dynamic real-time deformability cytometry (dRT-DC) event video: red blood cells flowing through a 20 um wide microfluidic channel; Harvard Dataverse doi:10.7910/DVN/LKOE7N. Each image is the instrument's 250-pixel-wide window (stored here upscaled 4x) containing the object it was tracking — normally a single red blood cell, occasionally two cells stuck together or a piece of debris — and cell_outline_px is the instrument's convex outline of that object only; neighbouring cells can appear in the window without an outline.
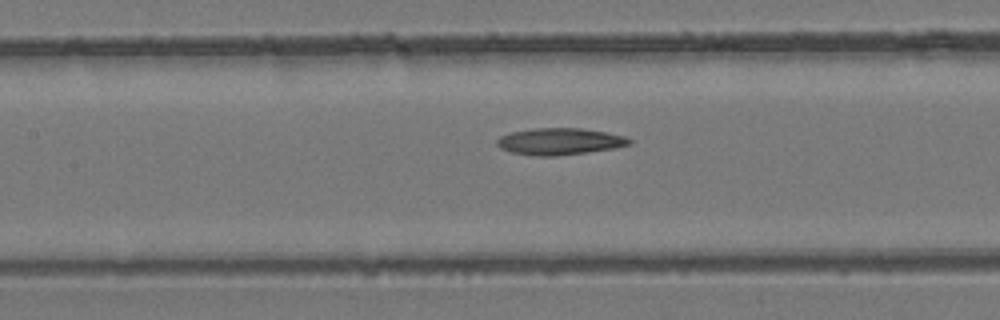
{"species": "common noctule bat (a hibernating species)", "species_latin": "Nyctalus noctula", "temperature_condition": "room temperature", "stored_images_in_passage": 13, "camera_frame_rate_fps": 3000, "um_per_image_px": 0.085, "animal": {"sex": "female", "body_mass_g": 24.6, "forearm_length_mm": 56.2}, "frame": {"image": 1, "passage_image": 11, "time_ms": 3.333, "image_size_px": [1000, 320], "cell_outline_px": [[632, 144], [612, 148], [556, 156], [532, 156], [512, 152], [500, 148], [496, 144], [496, 140], [500, 136], [512, 132], [532, 128], [580, 128], [604, 132], [624, 136], [632, 140]], "centroid_in_image_um": [47.53, 12.02], "position_along_channel_um": 159.9, "area_um2": 20.46}}